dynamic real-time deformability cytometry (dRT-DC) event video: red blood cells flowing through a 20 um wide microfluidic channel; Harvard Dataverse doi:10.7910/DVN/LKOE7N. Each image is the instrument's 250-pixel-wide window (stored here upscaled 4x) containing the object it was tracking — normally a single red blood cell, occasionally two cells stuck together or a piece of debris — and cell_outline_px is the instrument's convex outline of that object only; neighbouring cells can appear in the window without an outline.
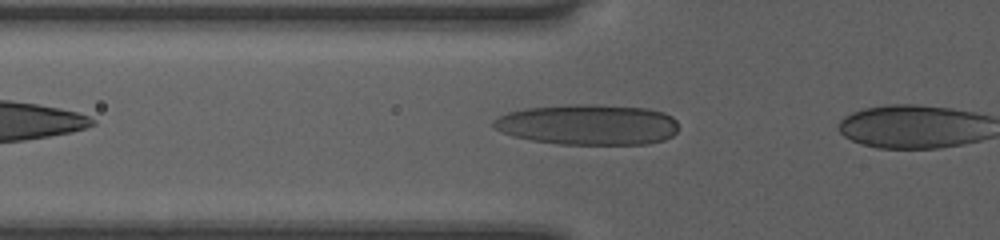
{"species": "human", "species_latin": "Homo sapiens", "temperature_condition": "room temperature", "stored_images_in_passage": 8, "camera_frame_rate_fps": 3000, "um_per_image_px": 0.085, "donor": {"sex": "female"}, "frame": {"image": 1, "passage_image": 7, "time_ms": 2.0, "image_size_px": [1000, 240], "cell_outline_px": [[676, 132], [672, 136], [664, 140], [648, 144], [556, 144], [532, 140], [512, 136], [492, 128], [492, 120], [508, 112], [528, 108], [576, 104], [592, 104], [648, 108], [664, 112], [672, 116], [676, 120]], "centroid_in_image_um": [49.97, 10.59], "position_along_channel_um": 75.8, "area_um2": 43.93}}